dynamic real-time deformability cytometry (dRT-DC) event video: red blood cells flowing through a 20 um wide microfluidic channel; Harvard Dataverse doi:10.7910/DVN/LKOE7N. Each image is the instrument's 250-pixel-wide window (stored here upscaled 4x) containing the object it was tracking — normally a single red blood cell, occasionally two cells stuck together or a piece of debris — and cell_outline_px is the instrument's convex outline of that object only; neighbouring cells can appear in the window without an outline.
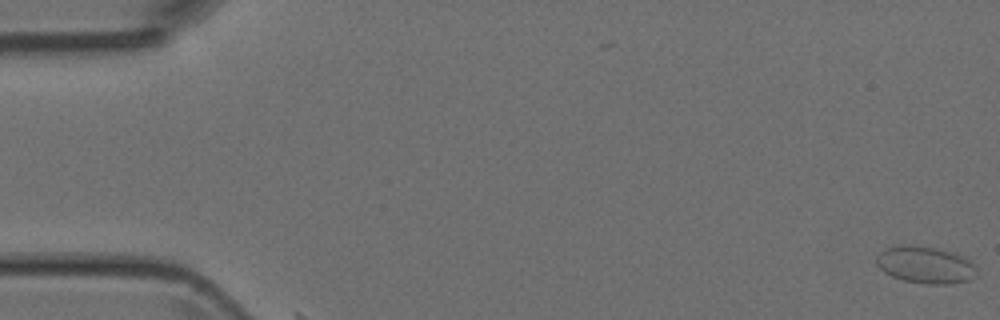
{"species": "Egyptian fruit bat (a non-hibernating species)", "species_latin": "Rousettus aegyptiacus", "temperature_condition": "room temperature", "stored_images_in_passage": 2, "camera_frame_rate_fps": 3000, "um_per_image_px": 0.085, "animal": {"sex": "female"}, "frame": {"image": 1, "passage_image": 1, "time_ms": 0.0, "image_size_px": [1000, 320], "cell_outline_px": [[976, 276], [968, 280], [944, 284], [924, 284], [904, 280], [892, 276], [884, 272], [876, 264], [876, 256], [884, 248], [904, 244], [936, 248], [956, 252], [972, 260], [976, 268]], "centroid_in_image_um": [78.67, 22.5], "position_along_channel_um": 6.3, "area_um2": 21.85}}